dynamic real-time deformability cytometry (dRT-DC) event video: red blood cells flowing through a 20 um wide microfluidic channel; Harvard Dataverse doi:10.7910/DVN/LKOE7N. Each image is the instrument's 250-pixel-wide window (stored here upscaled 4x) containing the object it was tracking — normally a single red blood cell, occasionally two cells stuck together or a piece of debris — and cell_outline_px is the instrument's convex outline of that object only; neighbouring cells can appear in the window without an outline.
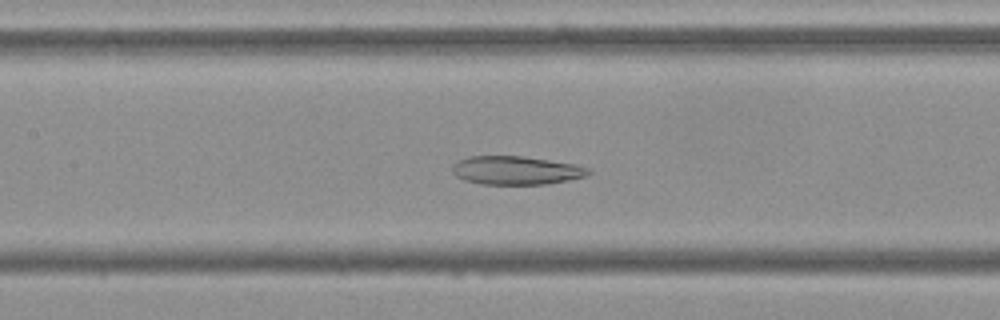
{"species": "Egyptian fruit bat (a non-hibernating species)", "species_latin": "Rousettus aegyptiacus", "temperature_condition": "cold", "stored_images_in_passage": 55, "camera_frame_rate_fps": 3000, "um_per_image_px": 0.085, "frame": {"image": 1, "passage_image": 25, "time_ms": 8.0, "image_size_px": [1000, 320], "cell_outline_px": [[592, 172], [584, 176], [568, 180], [548, 184], [480, 184], [464, 180], [456, 176], [452, 172], [452, 164], [456, 160], [468, 156], [524, 156], [576, 164], [588, 168]], "centroid_in_image_um": [43.82, 14.47], "position_along_channel_um": 163.6, "area_um2": 22.77}}
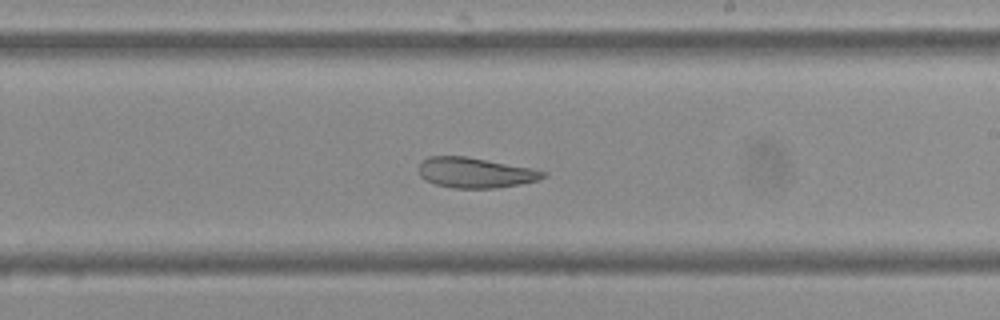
{"frame": {"image": 2, "passage_image": 32, "time_ms": 10.333, "image_size_px": [1000, 320], "cell_outline_px": [[548, 172], [544, 176], [536, 180], [520, 184], [496, 188], [452, 188], [436, 184], [424, 180], [420, 176], [420, 164], [428, 156], [464, 156], [532, 168]], "centroid_in_image_um": [40.38, 14.68], "position_along_channel_um": 248.6, "area_um2": 21.73}}
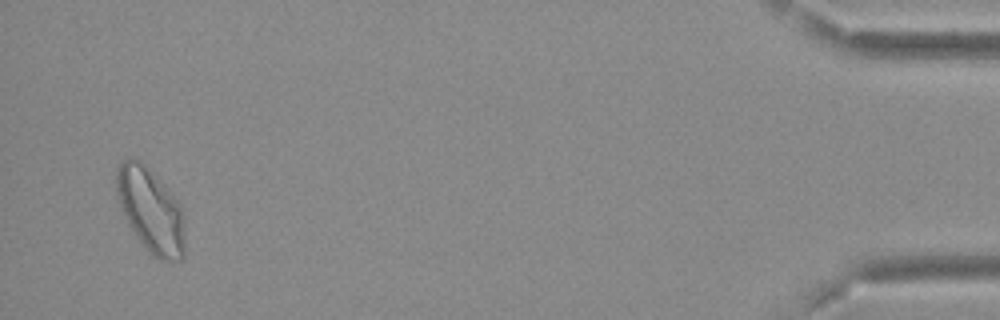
{"frame": {"image": 3, "passage_image": 53, "time_ms": 17.333, "image_size_px": [1000, 320], "cell_outline_px": [[184, 256], [180, 260], [172, 264], [160, 260], [152, 256], [144, 248], [128, 224], [120, 204], [116, 192], [116, 168], [124, 160], [136, 160], [144, 164], [164, 184], [180, 204], [184, 212]], "centroid_in_image_um": [12.84, 17.96], "position_along_channel_um": 422.4, "area_um2": 33.87}, "authors_computed_cell_mechanics": {"area_um2": 28.9, "velocity_mm_per_s": 3.6585, "shape_relaxation_time_tau1_ms": null, "shape_relaxation_time_tau2_ms": 4.0747, "deformation_change_tau1": null, "deformation_change_tau2": 0.1059}}